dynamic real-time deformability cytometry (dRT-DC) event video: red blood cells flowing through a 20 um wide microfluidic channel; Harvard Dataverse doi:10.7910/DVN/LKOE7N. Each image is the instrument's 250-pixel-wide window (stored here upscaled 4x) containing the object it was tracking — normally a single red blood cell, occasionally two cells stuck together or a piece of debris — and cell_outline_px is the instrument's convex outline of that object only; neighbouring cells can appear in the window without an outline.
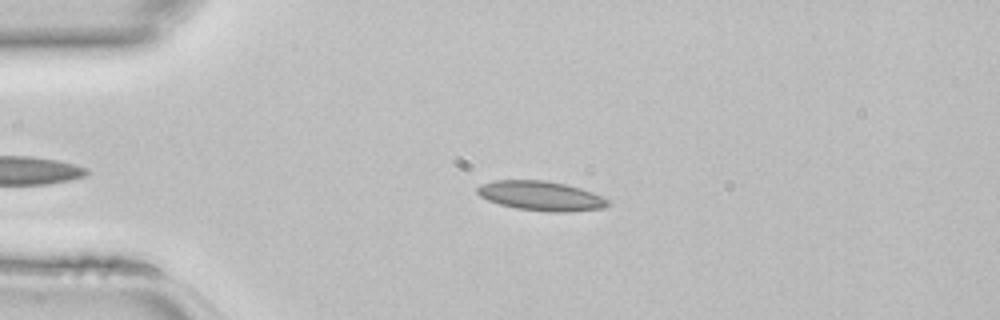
{"species": "common noctule bat (a hibernating species)", "species_latin": "Nyctalus noctula", "temperature_condition": "room temperature", "stored_images_in_passage": 40, "camera_frame_rate_fps": 3000, "um_per_image_px": 0.085, "animal": {"sex": "female", "body_mass_g": 22.7, "forearm_length_mm": 54.2}, "frame": {"image": 1, "passage_image": 9, "time_ms": 2.667, "image_size_px": [1000, 320], "cell_outline_px": [[612, 204], [604, 208], [568, 212], [548, 212], [516, 208], [500, 204], [488, 200], [480, 196], [476, 192], [476, 188], [480, 184], [496, 180], [544, 180], [564, 184], [580, 188], [592, 192], [608, 200]], "centroid_in_image_um": [45.98, 16.65], "position_along_channel_um": 39.0, "area_um2": 22.48}}
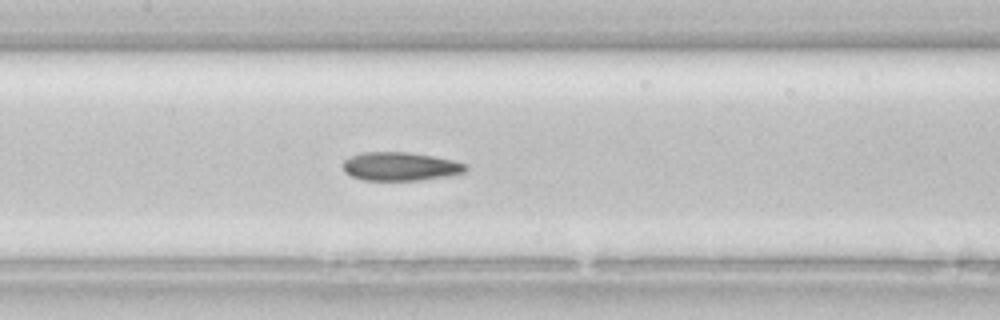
{"frame": {"image": 2, "passage_image": 20, "time_ms": 6.333, "image_size_px": [1000, 320], "cell_outline_px": [[468, 168], [464, 172], [448, 176], [420, 180], [364, 180], [352, 176], [344, 172], [344, 160], [360, 152], [408, 152], [432, 156], [452, 160], [468, 164]], "centroid_in_image_um": [34.04, 14.14], "position_along_channel_um": 173.4, "area_um2": 20.35}}
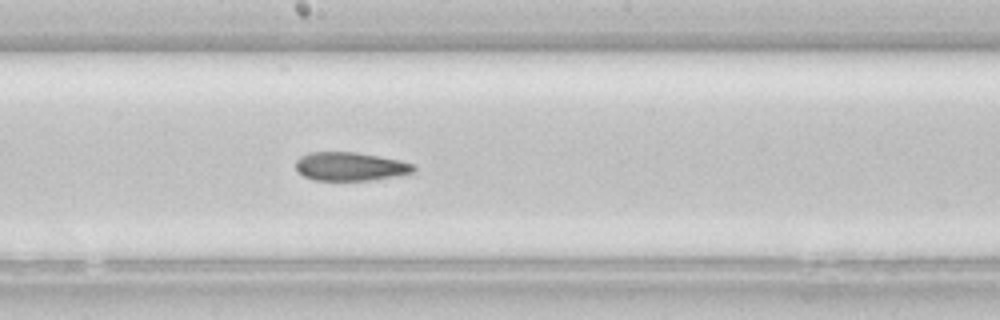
{"frame": {"image": 3, "passage_image": 23, "time_ms": 7.333, "image_size_px": [1000, 320], "cell_outline_px": [[416, 168], [412, 172], [392, 176], [368, 180], [312, 180], [296, 172], [296, 160], [300, 156], [308, 152], [356, 152], [400, 160], [416, 164]], "centroid_in_image_um": [29.72, 14.14], "position_along_channel_um": 218.5, "area_um2": 19.59}}